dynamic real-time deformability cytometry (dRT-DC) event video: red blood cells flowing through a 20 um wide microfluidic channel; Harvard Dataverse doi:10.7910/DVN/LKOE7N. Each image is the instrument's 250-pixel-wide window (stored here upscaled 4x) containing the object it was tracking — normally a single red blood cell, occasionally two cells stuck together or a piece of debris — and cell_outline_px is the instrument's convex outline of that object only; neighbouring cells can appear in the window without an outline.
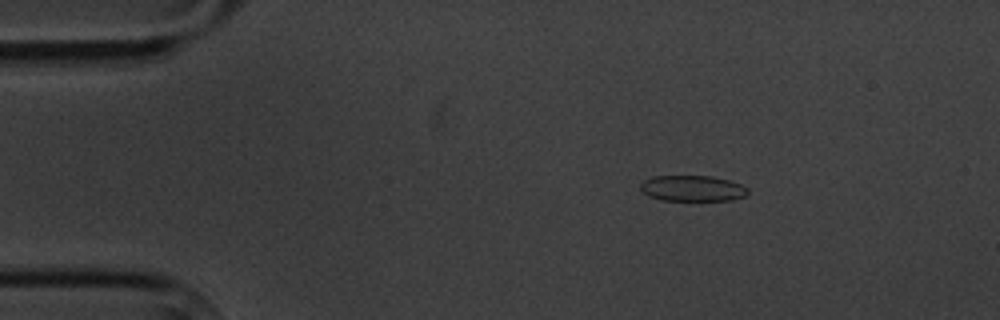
{"species": "common noctule bat (a hibernating species)", "species_latin": "Nyctalus noctula", "temperature_condition": "cold", "stored_images_in_passage": 5, "camera_frame_rate_fps": 3000, "um_per_image_px": 0.085, "animal": {"sex": "male", "body_mass_g": 20.1, "forearm_length_mm": 53.5}, "frame": {"image": 1, "passage_image": 3, "time_ms": 2.333, "image_size_px": [1000, 320], "cell_outline_px": [[748, 192], [744, 196], [732, 200], [660, 200], [648, 196], [640, 188], [640, 184], [644, 180], [652, 176], [712, 176], [728, 180], [740, 184], [748, 188]], "centroid_in_image_um": [58.84, 16.01], "position_along_channel_um": 26.2, "area_um2": 16.13}}